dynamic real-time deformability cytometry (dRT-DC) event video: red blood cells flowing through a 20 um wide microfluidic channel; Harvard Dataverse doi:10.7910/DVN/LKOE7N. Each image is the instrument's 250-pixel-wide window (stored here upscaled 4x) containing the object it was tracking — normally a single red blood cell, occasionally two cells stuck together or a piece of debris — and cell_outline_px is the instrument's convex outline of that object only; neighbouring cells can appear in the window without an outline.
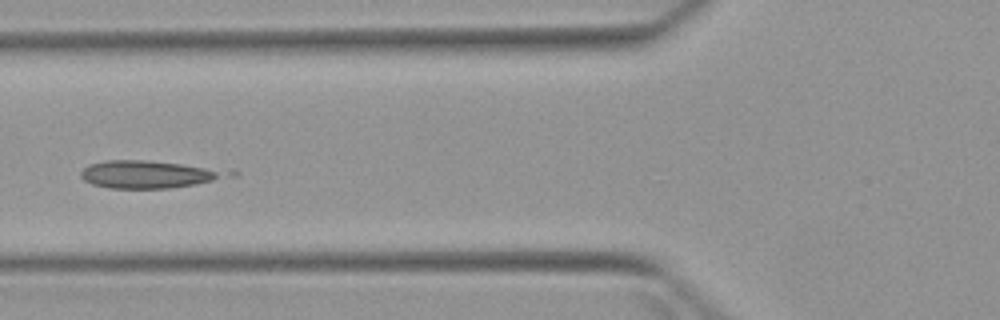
{"species": "Egyptian fruit bat (a non-hibernating species)", "species_latin": "Rousettus aegyptiacus", "temperature_condition": "warm", "stored_images_in_passage": 4, "camera_frame_rate_fps": 3000, "um_per_image_px": 0.085, "animal": {"sex": "female"}, "frame": {"image": 1, "passage_image": 3, "time_ms": 3.0, "image_size_px": [1000, 320], "cell_outline_px": [[240, 172], [236, 176], [196, 184], [168, 188], [108, 188], [92, 184], [84, 180], [80, 176], [80, 172], [88, 164], [104, 160], [144, 160], [232, 168]], "centroid_in_image_um": [12.84, 14.8], "position_along_channel_um": 113.0, "area_um2": 24.57}}
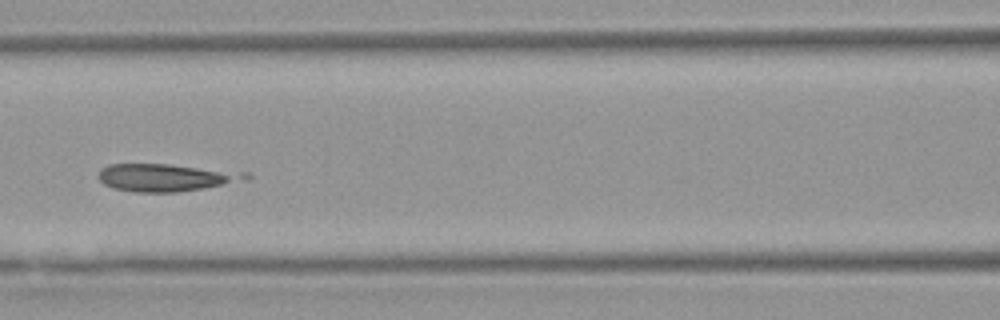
{"frame": {"image": 2, "passage_image": 4, "time_ms": 4.0, "image_size_px": [1000, 320], "cell_outline_px": [[252, 176], [204, 188], [176, 192], [132, 192], [112, 188], [104, 184], [96, 176], [100, 168], [108, 164], [168, 164], [248, 172]], "centroid_in_image_um": [13.97, 15.08], "position_along_channel_um": 152.6, "area_um2": 23.41}}